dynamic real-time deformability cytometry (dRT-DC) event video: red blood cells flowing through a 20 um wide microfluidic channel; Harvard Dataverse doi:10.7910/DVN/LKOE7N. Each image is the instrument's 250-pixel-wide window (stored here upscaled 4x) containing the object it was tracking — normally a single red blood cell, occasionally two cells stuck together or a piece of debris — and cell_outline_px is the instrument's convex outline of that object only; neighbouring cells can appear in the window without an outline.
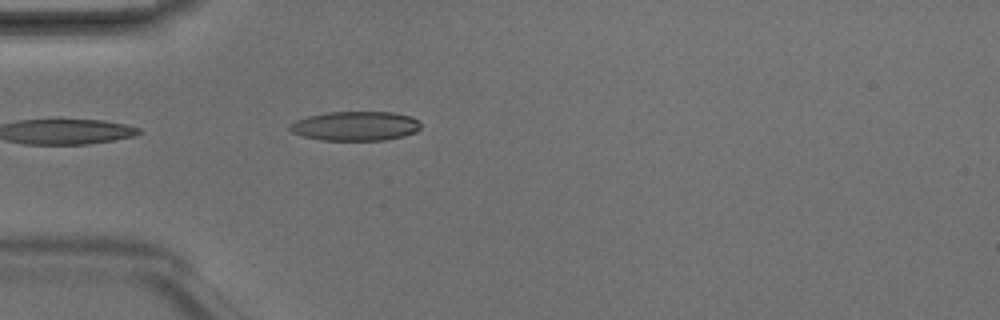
{"species": "Egyptian fruit bat (a non-hibernating species)", "species_latin": "Rousettus aegyptiacus", "temperature_condition": "room temperature", "stored_images_in_passage": 3, "camera_frame_rate_fps": 3000, "um_per_image_px": 0.085, "animal": {"sex": "male"}, "frame": {"image": 1, "passage_image": 3, "time_ms": 0.667, "image_size_px": [1000, 320], "cell_outline_px": [[420, 128], [416, 132], [404, 136], [384, 140], [324, 140], [304, 136], [292, 132], [288, 128], [296, 120], [308, 116], [328, 112], [392, 112], [412, 116], [420, 124]], "centroid_in_image_um": [30.24, 10.71], "position_along_channel_um": 54.8, "area_um2": 22.25}}